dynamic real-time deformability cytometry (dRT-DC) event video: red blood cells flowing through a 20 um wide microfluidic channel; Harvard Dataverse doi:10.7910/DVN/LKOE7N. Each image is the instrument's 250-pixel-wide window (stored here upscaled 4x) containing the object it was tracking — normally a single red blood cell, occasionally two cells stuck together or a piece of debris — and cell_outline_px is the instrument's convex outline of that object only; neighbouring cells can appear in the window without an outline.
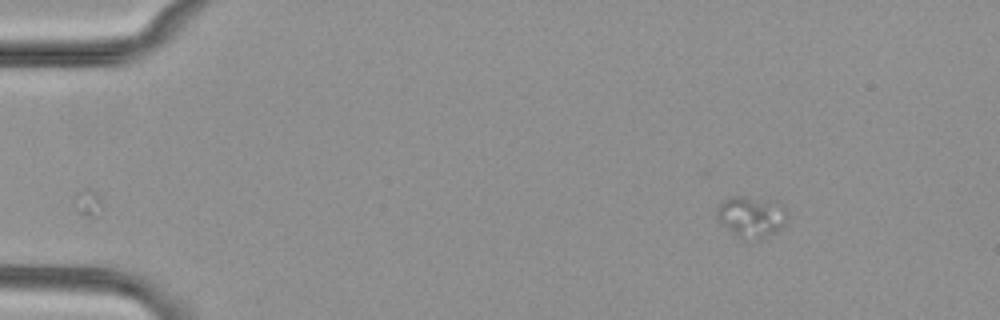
{"species": "common noctule bat (a hibernating species)", "species_latin": "Nyctalus noctula", "temperature_condition": "cold", "stored_images_in_passage": 49, "camera_frame_rate_fps": 3000, "um_per_image_px": 0.085, "animal": {"sex": "female", "body_mass_g": 29.2, "forearm_length_mm": 56.3}, "frame": {"image": 1, "passage_image": 1, "time_ms": 0.0, "image_size_px": [1000, 320], "cell_outline_px": [[788, 216], [784, 224], [776, 232], [764, 240], [752, 240], [740, 236], [728, 228], [716, 216], [716, 208], [720, 200], [732, 196], [744, 196], [780, 200], [788, 212]], "centroid_in_image_um": [63.93, 18.37], "position_along_channel_um": 21.1, "area_um2": 17.34}}
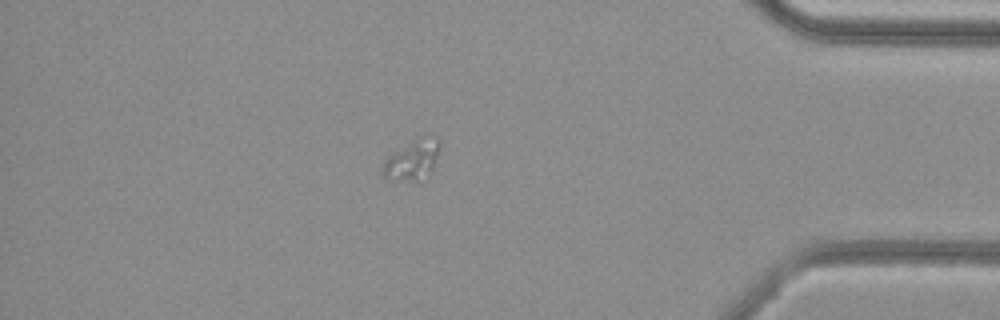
{"frame": {"image": 2, "passage_image": 42, "time_ms": 13.667, "image_size_px": [1000, 320], "cell_outline_px": [[440, 148], [432, 172], [428, 176], [412, 180], [388, 180], [384, 176], [384, 160], [388, 156], [428, 132], [432, 132], [440, 140]], "centroid_in_image_um": [35.13, 13.54], "position_along_channel_um": 400.1, "area_um2": 13.35}}